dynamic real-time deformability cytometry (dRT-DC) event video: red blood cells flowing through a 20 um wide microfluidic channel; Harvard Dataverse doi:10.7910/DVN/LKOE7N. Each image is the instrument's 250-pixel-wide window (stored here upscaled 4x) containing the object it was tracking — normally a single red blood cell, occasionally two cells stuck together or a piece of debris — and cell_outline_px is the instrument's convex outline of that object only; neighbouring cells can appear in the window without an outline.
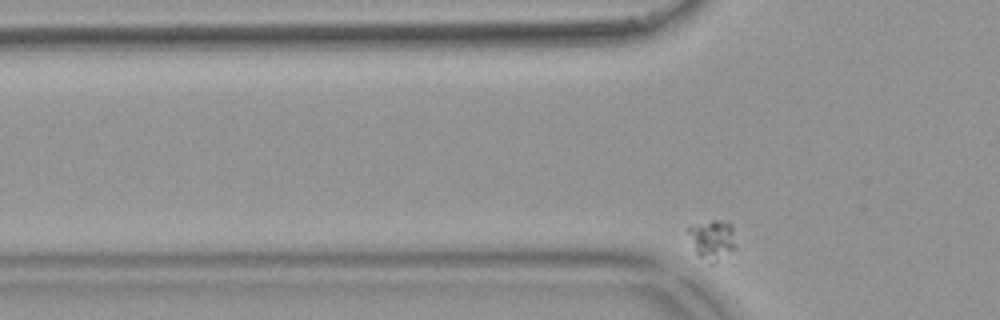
{"species": "common noctule bat (a hibernating species)", "species_latin": "Nyctalus noctula", "temperature_condition": "warm", "stored_images_in_passage": 37, "camera_frame_rate_fps": 3000, "um_per_image_px": 0.085, "animal": {"sex": "female", "body_mass_g": 18.4}, "frame": {"image": 1, "passage_image": 4, "time_ms": 1.0, "image_size_px": [1000, 320], "cell_outline_px": [[736, 248], [716, 264], [712, 264], [700, 256], [696, 252], [688, 232], [688, 228], [712, 220], [716, 220], [732, 224], [736, 244]], "centroid_in_image_um": [60.61, 20.41], "position_along_channel_um": 65.2, "area_um2": 10.87}}
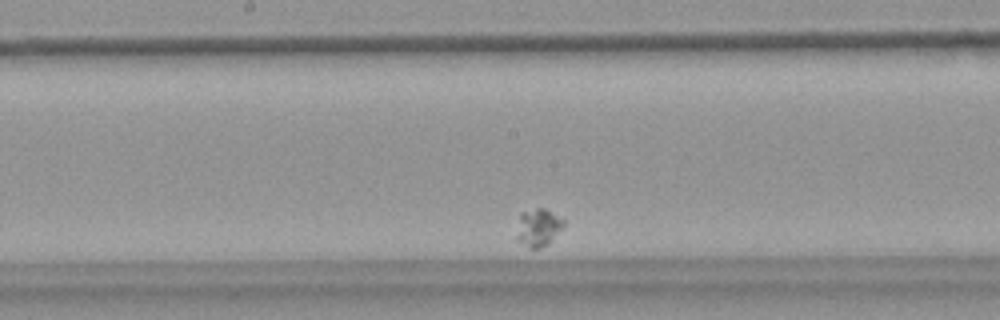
{"frame": {"image": 2, "passage_image": 19, "time_ms": 6.0, "image_size_px": [1000, 320], "cell_outline_px": [[564, 224], [548, 244], [540, 248], [532, 248], [516, 240], [516, 236], [520, 212], [536, 208], [544, 208], [564, 220]], "centroid_in_image_um": [45.71, 19.33], "position_along_channel_um": 202.5, "area_um2": 10.12}}